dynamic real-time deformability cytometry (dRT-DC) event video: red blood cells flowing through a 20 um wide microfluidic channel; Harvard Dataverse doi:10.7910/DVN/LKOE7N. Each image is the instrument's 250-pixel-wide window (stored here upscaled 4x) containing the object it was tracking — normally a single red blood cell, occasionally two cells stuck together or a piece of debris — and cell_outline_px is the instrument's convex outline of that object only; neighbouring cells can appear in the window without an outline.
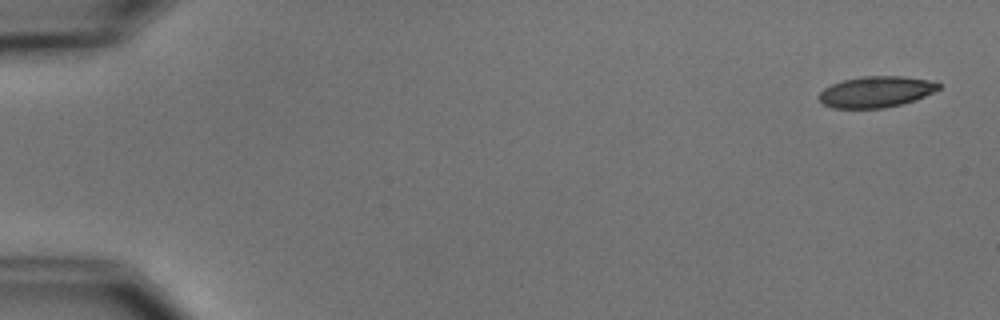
{"species": "common noctule bat (a hibernating species)", "species_latin": "Nyctalus noctula", "temperature_condition": "cold", "stored_images_in_passage": 7, "camera_frame_rate_fps": 3000, "um_per_image_px": 0.085, "animal": {"sex": "male", "body_mass_g": 15.6}, "frame": {"image": 1, "passage_image": 1, "time_ms": 0.0, "image_size_px": [1000, 320], "cell_outline_px": [[940, 88], [916, 100], [884, 108], [832, 108], [824, 104], [820, 100], [820, 92], [824, 88], [832, 84], [844, 80], [860, 76], [904, 76], [928, 80], [940, 84]], "centroid_in_image_um": [74.46, 7.8], "position_along_channel_um": 10.5, "area_um2": 21.5}}
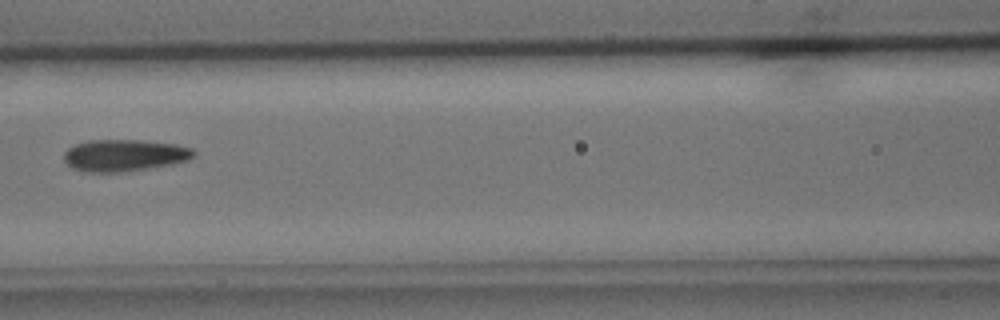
{"frame": {"image": 2, "passage_image": 7, "time_ms": 7.667, "image_size_px": [1000, 320], "cell_outline_px": [[196, 156], [188, 160], [172, 164], [124, 172], [88, 172], [72, 168], [64, 160], [64, 152], [68, 148], [76, 144], [88, 140], [140, 140], [176, 144], [192, 148], [196, 152]], "centroid_in_image_um": [10.59, 13.2], "position_along_channel_um": 156.0, "area_um2": 24.16}}